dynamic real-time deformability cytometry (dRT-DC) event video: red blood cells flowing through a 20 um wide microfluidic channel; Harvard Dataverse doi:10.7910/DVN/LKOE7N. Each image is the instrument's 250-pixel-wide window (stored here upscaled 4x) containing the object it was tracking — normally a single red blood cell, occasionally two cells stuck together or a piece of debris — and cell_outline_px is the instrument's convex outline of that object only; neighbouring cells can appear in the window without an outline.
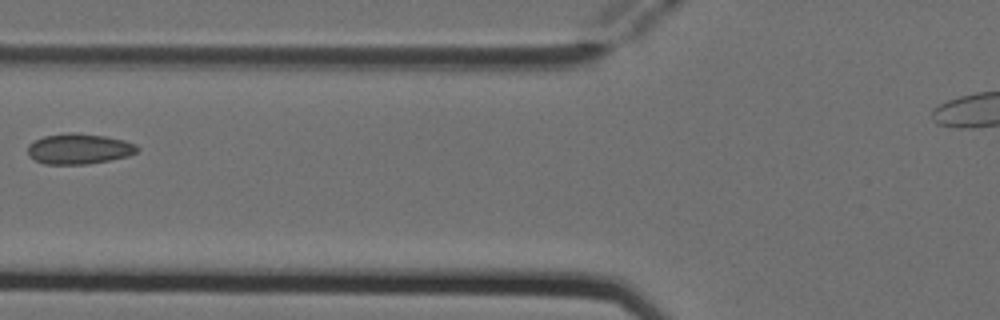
{"species": "Egyptian fruit bat (a non-hibernating species)", "species_latin": "Rousettus aegyptiacus", "temperature_condition": "cold", "stored_images_in_passage": 7, "camera_frame_rate_fps": 3000, "um_per_image_px": 0.085, "animal": {"sex": "female"}, "frame": {"image": 1, "passage_image": 7, "time_ms": 2.0, "image_size_px": [1000, 320], "cell_outline_px": [[140, 148], [136, 152], [128, 156], [88, 164], [44, 164], [28, 156], [28, 144], [44, 136], [68, 132], [76, 132], [104, 136], [124, 140], [136, 144]], "centroid_in_image_um": [6.71, 12.64], "position_along_channel_um": 119.1, "area_um2": 19.48}}